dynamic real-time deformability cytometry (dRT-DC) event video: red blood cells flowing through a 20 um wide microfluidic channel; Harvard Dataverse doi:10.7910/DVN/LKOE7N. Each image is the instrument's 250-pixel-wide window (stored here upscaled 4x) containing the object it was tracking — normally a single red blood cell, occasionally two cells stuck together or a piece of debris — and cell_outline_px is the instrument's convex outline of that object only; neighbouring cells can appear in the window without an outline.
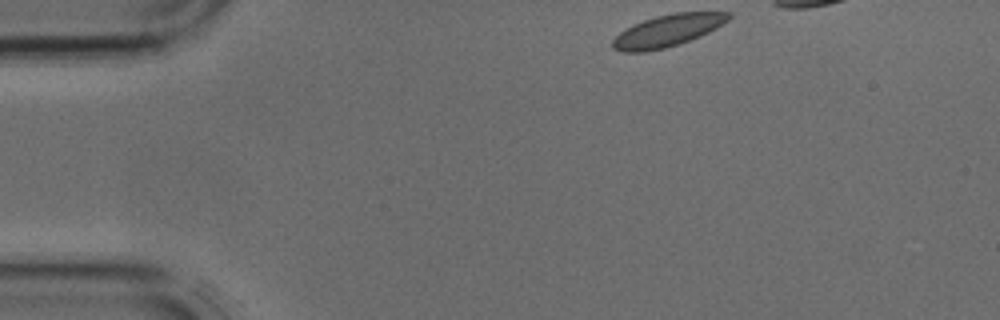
{"species": "common noctule bat (a hibernating species)", "species_latin": "Nyctalus noctula", "temperature_condition": "cold", "stored_images_in_passage": 29, "camera_frame_rate_fps": 3000, "um_per_image_px": 0.085, "animal": {"sex": "male", "body_mass_g": 17.9, "forearm_length_mm": 54.2}, "frame": {"image": 1, "passage_image": 1, "time_ms": 0.0, "image_size_px": [1000, 320], "cell_outline_px": [[732, 16], [728, 20], [716, 28], [700, 36], [680, 44], [664, 48], [644, 52], [624, 52], [612, 48], [612, 40], [620, 32], [644, 20], [656, 16], [676, 12], [732, 12]], "centroid_in_image_um": [56.76, 2.61], "position_along_channel_um": 28.2, "area_um2": 21.44}}
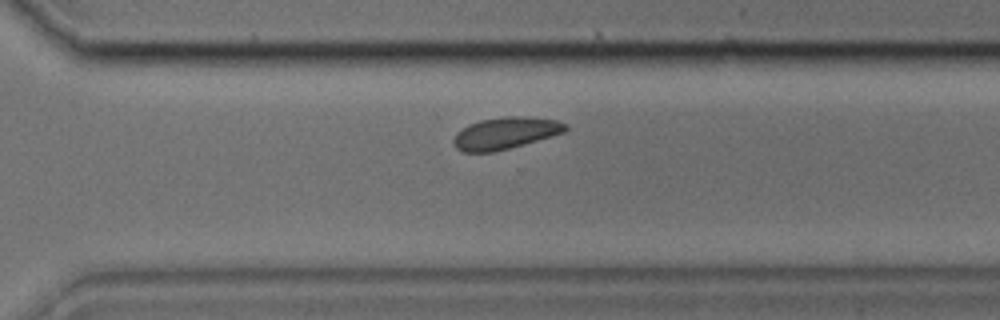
{"frame": {"image": 2, "passage_image": 24, "time_ms": 7.667, "image_size_px": [1000, 320], "cell_outline_px": [[568, 128], [564, 132], [524, 144], [496, 152], [464, 152], [456, 148], [452, 144], [452, 140], [456, 132], [468, 124], [480, 120], [504, 116], [528, 116], [560, 120], [568, 124]], "centroid_in_image_um": [42.95, 11.31], "position_along_channel_um": 327.7, "area_um2": 21.1}}
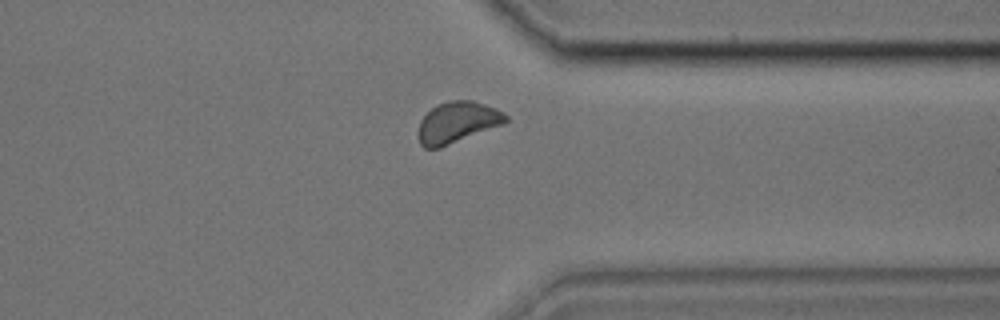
{"frame": {"image": 3, "passage_image": 27, "time_ms": 8.667, "image_size_px": [1000, 320], "cell_outline_px": [[508, 120], [504, 124], [440, 148], [424, 148], [420, 144], [420, 120], [436, 104], [452, 100], [472, 100], [496, 108], [504, 112], [508, 116]], "centroid_in_image_um": [38.91, 10.39], "position_along_channel_um": 372.5, "area_um2": 20.87}}